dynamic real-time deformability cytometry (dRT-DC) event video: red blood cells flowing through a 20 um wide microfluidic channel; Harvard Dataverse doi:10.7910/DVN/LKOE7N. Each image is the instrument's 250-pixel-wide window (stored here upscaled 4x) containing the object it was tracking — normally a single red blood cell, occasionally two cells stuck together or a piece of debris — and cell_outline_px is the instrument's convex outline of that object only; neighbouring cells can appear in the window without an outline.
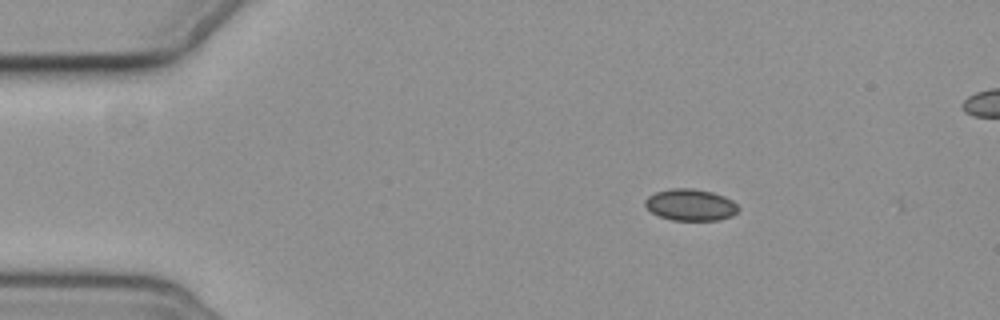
{"species": "common noctule bat (a hibernating species)", "species_latin": "Nyctalus noctula", "temperature_condition": "cold", "stored_images_in_passage": 4, "camera_frame_rate_fps": 3000, "um_per_image_px": 0.085, "animal": {"sex": "female", "body_mass_g": 19.3, "forearm_length_mm": 54.1}, "frame": {"image": 1, "passage_image": 2, "time_ms": 2.0, "image_size_px": [1000, 320], "cell_outline_px": [[740, 208], [732, 216], [720, 220], [672, 220], [660, 216], [652, 212], [644, 204], [644, 200], [648, 196], [656, 192], [672, 188], [692, 188], [712, 192], [724, 196], [732, 200]], "centroid_in_image_um": [58.7, 17.41], "position_along_channel_um": 26.3, "area_um2": 17.17}}